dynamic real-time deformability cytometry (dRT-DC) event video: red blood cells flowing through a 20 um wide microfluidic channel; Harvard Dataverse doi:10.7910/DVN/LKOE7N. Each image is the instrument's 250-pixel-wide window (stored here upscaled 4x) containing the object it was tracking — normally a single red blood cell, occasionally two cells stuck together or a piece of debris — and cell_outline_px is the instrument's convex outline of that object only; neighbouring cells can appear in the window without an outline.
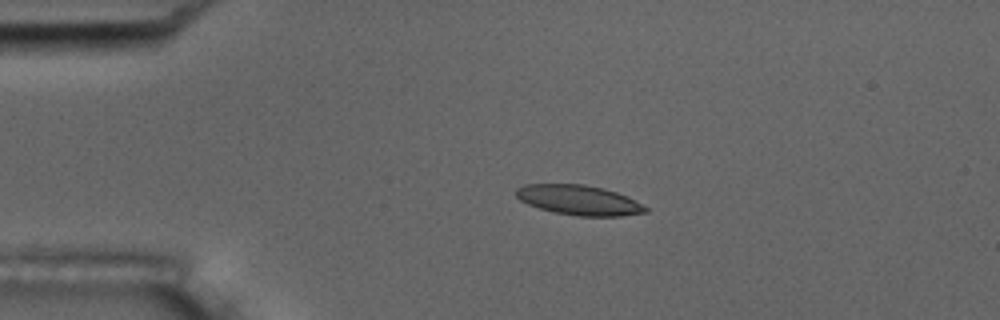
{"species": "common noctule bat (a hibernating species)", "species_latin": "Nyctalus noctula", "temperature_condition": "room temperature", "stored_images_in_passage": 10, "camera_frame_rate_fps": 3000, "um_per_image_px": 0.085, "animal": {"sex": "male", "body_mass_g": 17.5, "forearm_length_mm": 52.3}, "frame": {"image": 1, "passage_image": 4, "time_ms": 1.0, "image_size_px": [1000, 320], "cell_outline_px": [[648, 212], [620, 216], [580, 216], [556, 212], [540, 208], [528, 204], [520, 200], [516, 196], [516, 188], [524, 184], [584, 184], [604, 188], [616, 192], [648, 208]], "centroid_in_image_um": [49.18, 17.0], "position_along_channel_um": 35.8, "area_um2": 22.25}}
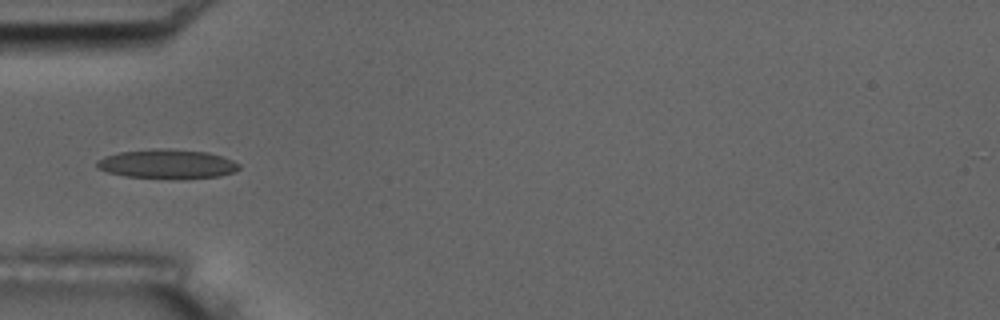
{"frame": {"image": 2, "passage_image": 5, "time_ms": 1.333, "image_size_px": [1000, 320], "cell_outline_px": [[240, 168], [232, 172], [220, 176], [184, 180], [176, 180], [124, 176], [108, 172], [96, 168], [96, 160], [104, 156], [120, 152], [152, 148], [164, 148], [208, 152], [232, 160], [240, 164]], "centroid_in_image_um": [14.19, 13.96], "position_along_channel_um": 70.8, "area_um2": 24.8}}